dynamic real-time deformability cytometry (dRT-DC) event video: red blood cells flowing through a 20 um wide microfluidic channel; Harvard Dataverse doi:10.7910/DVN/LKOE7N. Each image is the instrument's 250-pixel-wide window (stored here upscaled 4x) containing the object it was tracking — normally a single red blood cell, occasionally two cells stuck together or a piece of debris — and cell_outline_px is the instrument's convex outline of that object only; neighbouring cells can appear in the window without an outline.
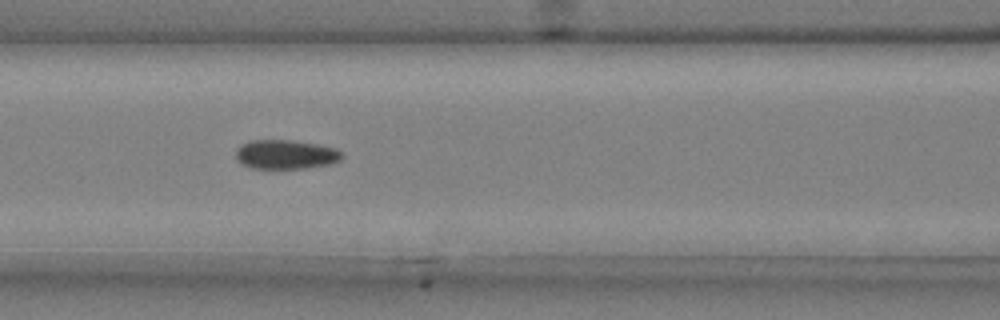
{"species": "common noctule bat (a hibernating species)", "species_latin": "Nyctalus noctula", "temperature_condition": "cold", "stored_images_in_passage": 40, "camera_frame_rate_fps": 3000, "um_per_image_px": 0.085, "animal": {"sex": "male", "body_mass_g": 20.4}, "frame": {"image": 1, "passage_image": 11, "time_ms": 3.333, "image_size_px": [1000, 320], "cell_outline_px": [[344, 156], [340, 160], [332, 164], [304, 168], [252, 168], [240, 164], [236, 160], [236, 148], [240, 144], [248, 140], [292, 140], [316, 144], [336, 148]], "centroid_in_image_um": [24.25, 13.12], "position_along_channel_um": 142.4, "area_um2": 18.26}}
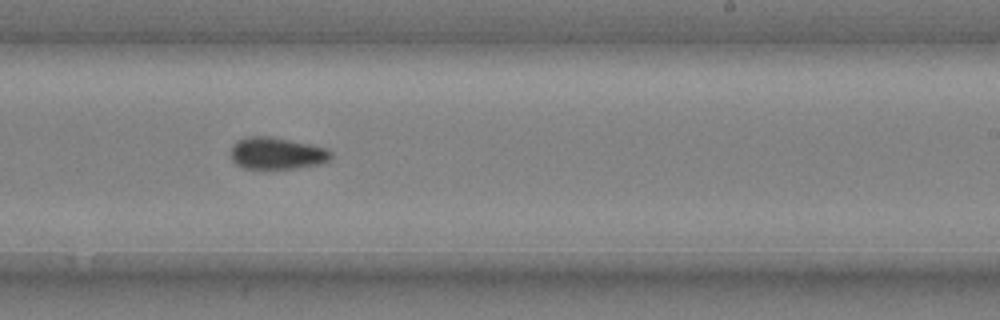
{"frame": {"image": 2, "passage_image": 21, "time_ms": 6.667, "image_size_px": [1000, 320], "cell_outline_px": [[332, 156], [328, 160], [320, 164], [296, 168], [244, 168], [236, 164], [232, 160], [232, 144], [236, 140], [248, 136], [268, 136], [328, 148], [332, 152]], "centroid_in_image_um": [23.52, 13.03], "position_along_channel_um": 265.5, "area_um2": 18.5}}
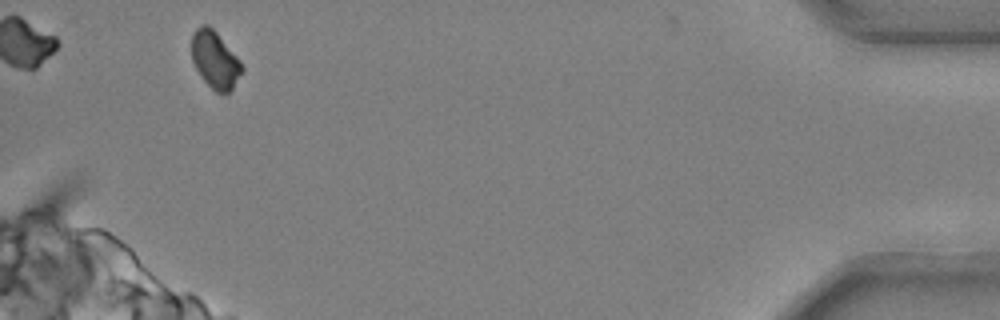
{"frame": {"image": 3, "passage_image": 38, "time_ms": 12.333, "image_size_px": [1000, 320], "cell_outline_px": [[244, 72], [232, 88], [224, 96], [216, 92], [200, 76], [192, 60], [192, 32], [200, 24], [208, 24], [216, 32], [240, 60], [244, 68]], "centroid_in_image_um": [18.29, 5.09], "position_along_channel_um": 416.9, "area_um2": 16.88}}